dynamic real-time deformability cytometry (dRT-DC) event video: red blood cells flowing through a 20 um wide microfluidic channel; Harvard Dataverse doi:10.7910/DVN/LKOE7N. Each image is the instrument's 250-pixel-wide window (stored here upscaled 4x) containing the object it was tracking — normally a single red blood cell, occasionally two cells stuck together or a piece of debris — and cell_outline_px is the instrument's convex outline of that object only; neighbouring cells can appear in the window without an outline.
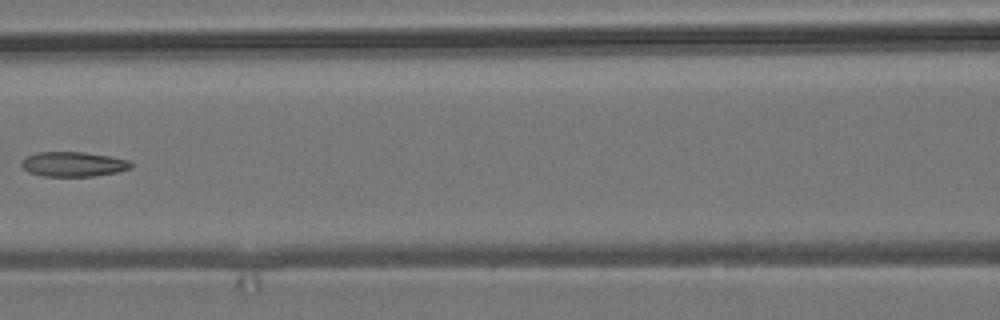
{"species": "common noctule bat (a hibernating species)", "species_latin": "Nyctalus noctula", "temperature_condition": "room temperature", "stored_images_in_passage": 9, "camera_frame_rate_fps": 3000, "um_per_image_px": 0.085, "animal": {"sex": "male", "body_mass_g": 19.2, "forearm_length_mm": 51.8}, "frame": {"image": 1, "passage_image": 8, "time_ms": 8.0, "image_size_px": [1000, 320], "cell_outline_px": [[132, 168], [116, 172], [92, 176], [44, 176], [28, 172], [20, 164], [20, 160], [24, 156], [36, 152], [84, 152], [112, 156], [128, 160], [132, 164]], "centroid_in_image_um": [6.19, 13.94], "position_along_channel_um": 160.4, "area_um2": 15.95}}
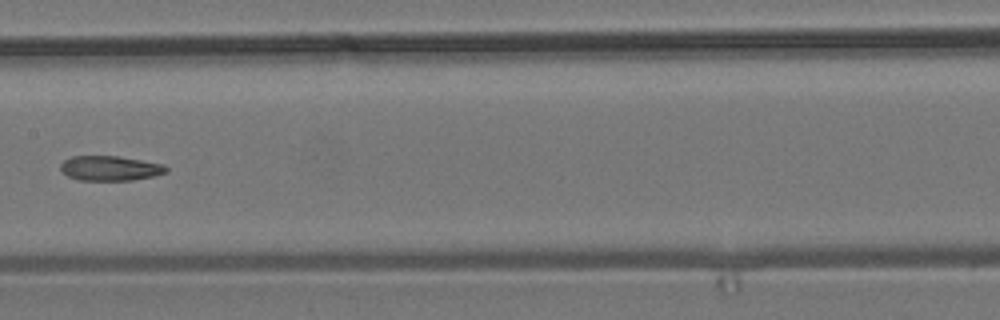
{"frame": {"image": 2, "passage_image": 9, "time_ms": 9.0, "image_size_px": [1000, 320], "cell_outline_px": [[168, 172], [152, 176], [132, 180], [80, 180], [68, 176], [60, 168], [60, 164], [64, 160], [72, 156], [120, 156], [164, 164], [168, 168]], "centroid_in_image_um": [9.38, 14.29], "position_along_channel_um": 198.0, "area_um2": 15.26}}